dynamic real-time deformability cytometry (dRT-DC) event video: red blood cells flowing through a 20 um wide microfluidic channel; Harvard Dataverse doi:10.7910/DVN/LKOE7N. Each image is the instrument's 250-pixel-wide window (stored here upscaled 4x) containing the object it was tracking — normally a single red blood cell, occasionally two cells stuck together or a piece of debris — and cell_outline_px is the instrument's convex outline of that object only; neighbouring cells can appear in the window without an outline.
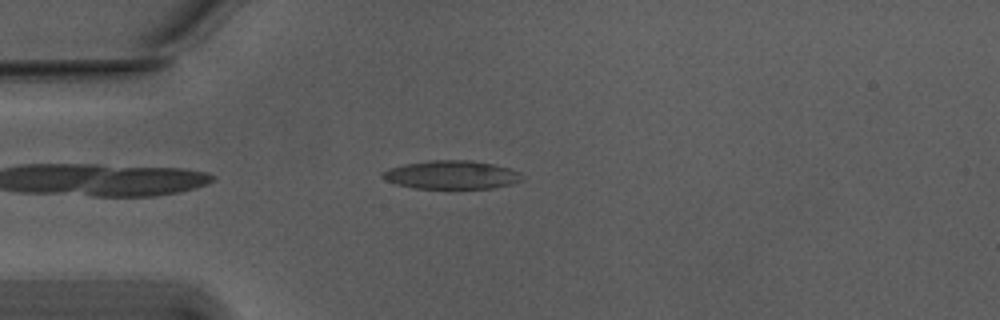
{"species": "Egyptian fruit bat (a non-hibernating species)", "species_latin": "Rousettus aegyptiacus", "temperature_condition": "warm", "stored_images_in_passage": 43, "camera_frame_rate_fps": 3000, "um_per_image_px": 0.085, "animal": {"sex": "male"}, "frame": {"image": 1, "passage_image": 3, "time_ms": 0.667, "image_size_px": [1000, 320], "cell_outline_px": [[524, 176], [520, 180], [512, 184], [492, 188], [416, 188], [396, 184], [384, 180], [380, 176], [380, 172], [388, 168], [408, 164], [432, 160], [472, 160], [492, 164], [508, 168], [520, 172]], "centroid_in_image_um": [38.36, 14.86], "position_along_channel_um": 46.6, "area_um2": 23.06}}
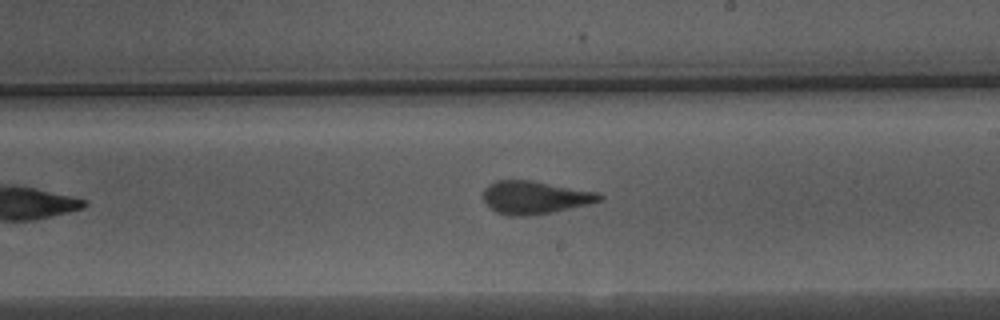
{"frame": {"image": 2, "passage_image": 20, "time_ms": 6.333, "image_size_px": [1000, 320], "cell_outline_px": [[604, 200], [588, 204], [552, 212], [528, 216], [512, 216], [496, 212], [484, 200], [484, 188], [496, 180], [532, 180], [596, 192], [604, 196]], "centroid_in_image_um": [45.48, 16.78], "position_along_channel_um": 243.5, "area_um2": 22.14}}
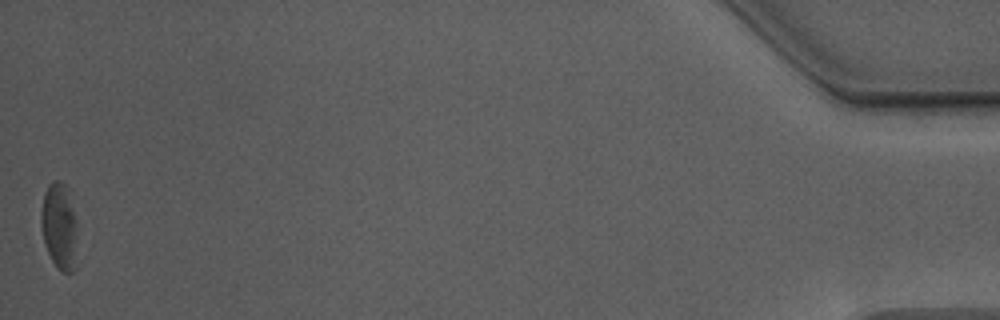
{"frame": {"image": 3, "passage_image": 43, "time_ms": 14.0, "image_size_px": [1000, 320], "cell_outline_px": [[76, 268], [72, 272], [64, 272], [52, 260], [44, 244], [40, 224], [40, 216], [44, 192], [48, 184], [56, 180], [60, 180], [68, 188], [76, 224]], "centroid_in_image_um": [5.03, 19.21], "position_along_channel_um": 430.2, "area_um2": 18.32}, "authors_computed_cell_mechanics": {"area_um2": 21.7906, "velocity_mm_per_s": 3.7534, "shape_relaxation_time_tau1_ms": 4.5042, "shape_relaxation_time_tau2_ms": 1.5199, "deformation_change_tau1": 0.1479, "deformation_change_tau2": 0.0971}}